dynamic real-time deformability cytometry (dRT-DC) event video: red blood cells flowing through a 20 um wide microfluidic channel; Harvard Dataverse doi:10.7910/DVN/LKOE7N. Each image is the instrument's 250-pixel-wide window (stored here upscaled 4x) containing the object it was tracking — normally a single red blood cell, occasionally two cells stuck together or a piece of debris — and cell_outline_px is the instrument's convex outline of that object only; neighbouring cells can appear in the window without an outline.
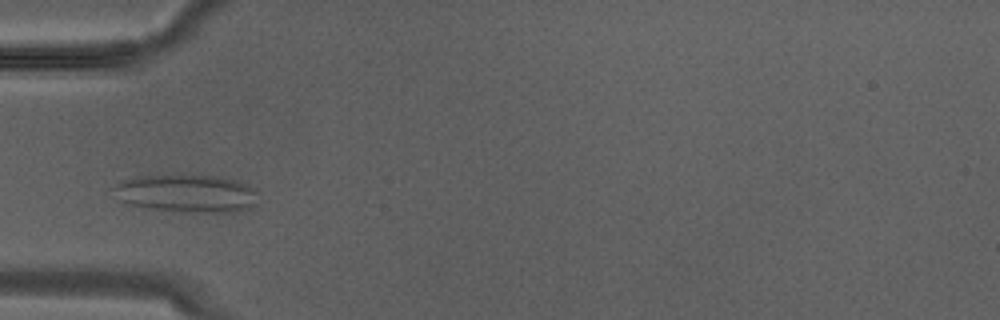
{"species": "Egyptian fruit bat (a non-hibernating species)", "species_latin": "Rousettus aegyptiacus", "temperature_condition": "warm", "stored_images_in_passage": 7, "camera_frame_rate_fps": 3000, "um_per_image_px": 0.085, "animal": {"sex": "male"}, "frame": {"image": 1, "passage_image": 4, "time_ms": 1.0, "image_size_px": [1000, 320], "cell_outline_px": [[256, 204], [240, 212], [200, 212], [140, 208], [128, 204], [120, 200], [116, 188], [116, 184], [132, 176], [216, 176], [236, 180], [248, 184], [256, 192]], "centroid_in_image_um": [15.9, 16.45], "position_along_channel_um": 69.1, "area_um2": 31.5}}